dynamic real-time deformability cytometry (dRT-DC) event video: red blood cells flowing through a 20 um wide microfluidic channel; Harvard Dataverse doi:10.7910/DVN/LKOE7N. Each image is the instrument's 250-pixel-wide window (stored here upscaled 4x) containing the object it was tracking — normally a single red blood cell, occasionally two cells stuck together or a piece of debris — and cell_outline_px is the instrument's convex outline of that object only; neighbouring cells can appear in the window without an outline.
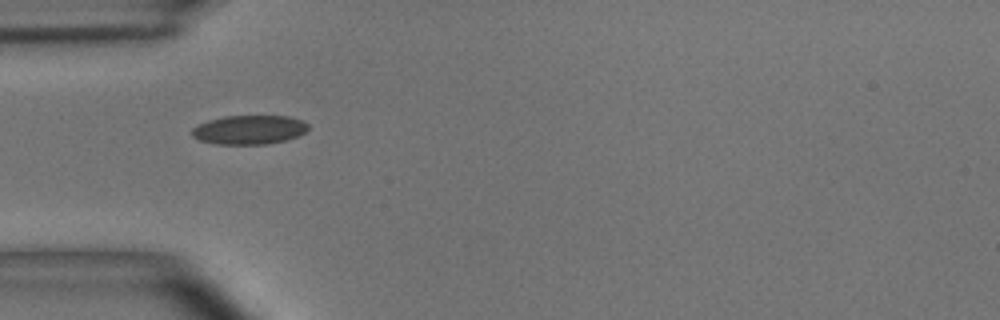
{"species": "common noctule bat (a hibernating species)", "species_latin": "Nyctalus noctula", "temperature_condition": "room temperature", "stored_images_in_passage": 2, "camera_frame_rate_fps": 3000, "um_per_image_px": 0.085, "animal": {"sex": "male", "body_mass_g": 15.6}, "frame": {"image": 1, "passage_image": 1, "time_ms": 0.0, "image_size_px": [1000, 320], "cell_outline_px": [[308, 128], [304, 132], [296, 136], [284, 140], [264, 144], [216, 144], [200, 140], [192, 136], [192, 128], [208, 120], [224, 116], [288, 116], [300, 120], [308, 124]], "centroid_in_image_um": [21.15, 11.02], "position_along_channel_um": 63.8, "area_um2": 19.42}}
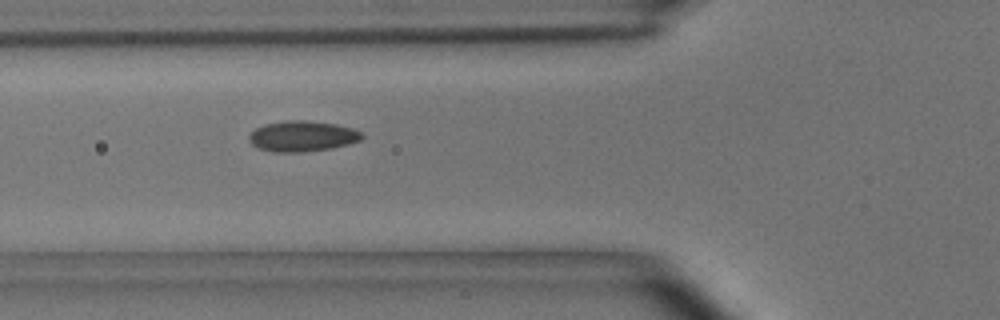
{"frame": {"image": 2, "passage_image": 2, "time_ms": 0.333, "image_size_px": [1000, 320], "cell_outline_px": [[364, 136], [360, 140], [348, 144], [332, 148], [304, 152], [272, 152], [260, 148], [252, 144], [248, 140], [248, 136], [256, 128], [264, 124], [284, 120], [304, 120], [336, 124], [352, 128], [360, 132]], "centroid_in_image_um": [25.68, 11.57], "position_along_channel_um": 100.1, "area_um2": 20.17}}